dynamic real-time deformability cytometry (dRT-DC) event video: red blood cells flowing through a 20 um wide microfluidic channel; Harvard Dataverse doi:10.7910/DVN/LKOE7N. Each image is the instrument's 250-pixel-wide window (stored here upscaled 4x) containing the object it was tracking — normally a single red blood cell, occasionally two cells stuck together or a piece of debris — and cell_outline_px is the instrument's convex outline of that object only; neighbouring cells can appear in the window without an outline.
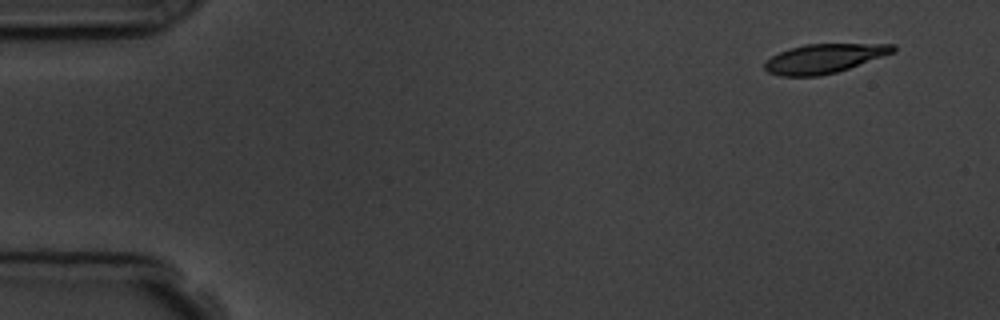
{"species": "common noctule bat (a hibernating species)", "species_latin": "Nyctalus noctula", "temperature_condition": "room temperature", "stored_images_in_passage": 9, "camera_frame_rate_fps": 3000, "um_per_image_px": 0.085, "animal": {"sex": "male", "body_mass_g": 19.5, "forearm_length_mm": 54.6}, "frame": {"image": 1, "passage_image": 1, "time_ms": 0.0, "image_size_px": [1000, 320], "cell_outline_px": [[896, 52], [836, 72], [820, 76], [780, 76], [768, 72], [764, 68], [764, 64], [772, 56], [788, 48], [804, 44], [896, 44]], "centroid_in_image_um": [70.05, 4.97], "position_along_channel_um": 14.9, "area_um2": 21.79}}
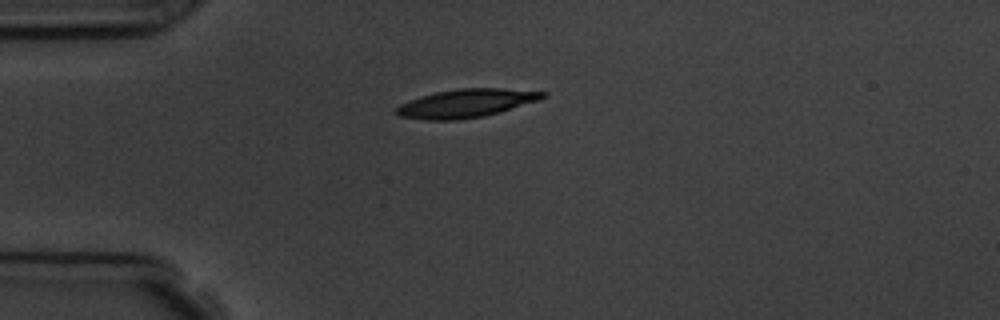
{"frame": {"image": 2, "passage_image": 4, "time_ms": 3.333, "image_size_px": [1000, 320], "cell_outline_px": [[548, 92], [544, 96], [536, 100], [500, 112], [484, 116], [456, 120], [424, 120], [400, 116], [396, 112], [396, 108], [400, 104], [436, 92], [460, 88], [504, 88]], "centroid_in_image_um": [39.62, 8.78], "position_along_channel_um": 45.4, "area_um2": 23.76}}
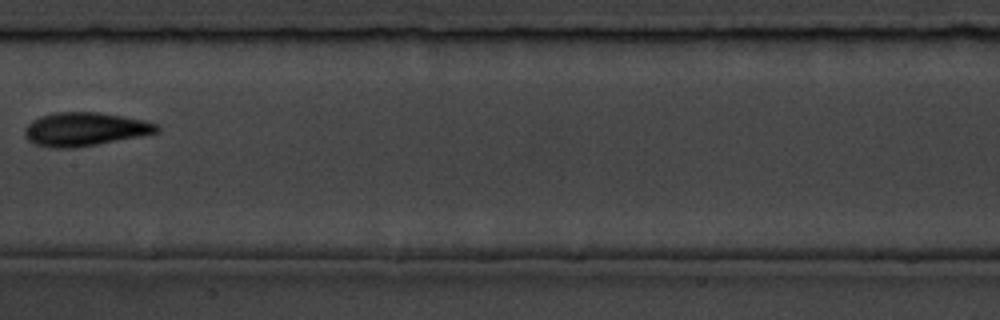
{"frame": {"image": 3, "passage_image": 8, "time_ms": 8.0, "image_size_px": [1000, 320], "cell_outline_px": [[160, 132], [140, 136], [76, 148], [52, 148], [36, 144], [28, 140], [24, 136], [24, 128], [32, 120], [40, 116], [56, 112], [96, 112], [144, 120], [160, 124]], "centroid_in_image_um": [7.21, 10.98], "position_along_channel_um": 200.2, "area_um2": 25.89}}